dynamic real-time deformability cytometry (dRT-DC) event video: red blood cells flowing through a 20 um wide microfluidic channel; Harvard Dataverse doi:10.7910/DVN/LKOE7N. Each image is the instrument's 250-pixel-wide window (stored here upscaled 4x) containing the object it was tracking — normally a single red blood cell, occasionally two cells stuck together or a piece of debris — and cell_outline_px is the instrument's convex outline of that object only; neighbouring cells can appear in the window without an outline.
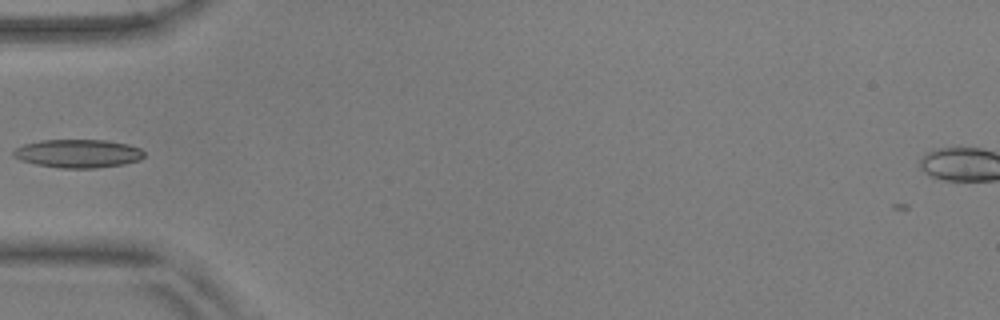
{"species": "common noctule bat (a hibernating species)", "species_latin": "Nyctalus noctula", "temperature_condition": "warm", "stored_images_in_passage": 37, "camera_frame_rate_fps": 3000, "um_per_image_px": 0.085, "animal": {"sex": "male", "body_mass_g": 17.9, "forearm_length_mm": 54.2}, "frame": {"image": 1, "passage_image": 1, "time_ms": 0.0, "image_size_px": [1000, 320], "cell_outline_px": [[144, 156], [140, 160], [124, 164], [96, 168], [60, 168], [36, 164], [20, 160], [12, 156], [12, 152], [16, 148], [24, 144], [40, 140], [104, 140], [128, 144], [140, 148], [144, 152]], "centroid_in_image_um": [6.63, 13.05], "position_along_channel_um": 78.4, "area_um2": 21.68}}
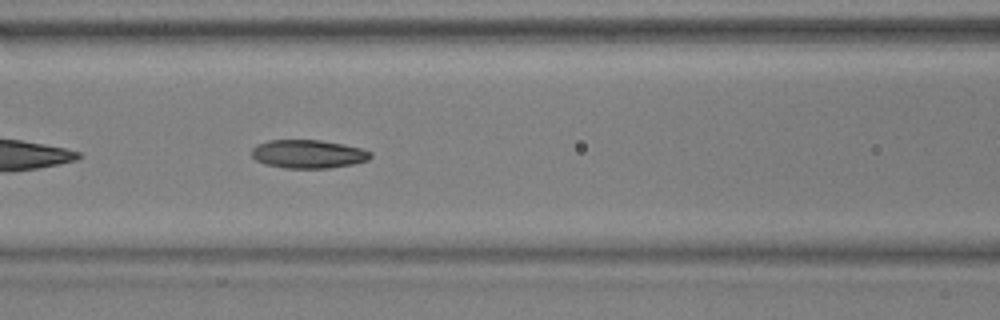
{"frame": {"image": 2, "passage_image": 6, "time_ms": 1.667, "image_size_px": [1000, 320], "cell_outline_px": [[372, 156], [368, 160], [352, 164], [328, 168], [288, 168], [264, 164], [256, 160], [252, 156], [252, 148], [256, 144], [268, 140], [320, 140], [344, 144], [360, 148], [372, 152]], "centroid_in_image_um": [26.18, 13.08], "position_along_channel_um": 140.4, "area_um2": 19.71}}